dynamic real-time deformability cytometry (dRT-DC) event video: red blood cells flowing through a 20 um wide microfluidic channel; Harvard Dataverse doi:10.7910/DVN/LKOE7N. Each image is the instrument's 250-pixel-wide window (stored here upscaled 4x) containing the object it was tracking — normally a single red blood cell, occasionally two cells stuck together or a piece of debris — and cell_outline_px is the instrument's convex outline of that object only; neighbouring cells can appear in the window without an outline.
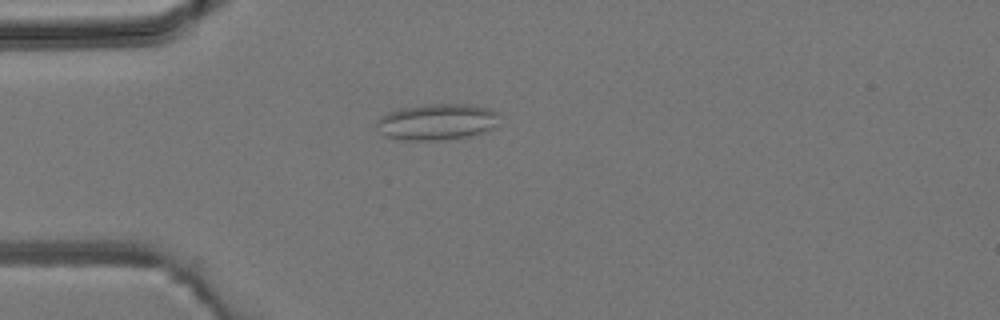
{"species": "common noctule bat (a hibernating species)", "species_latin": "Nyctalus noctula", "temperature_condition": "room temperature", "stored_images_in_passage": 5, "camera_frame_rate_fps": 3000, "um_per_image_px": 0.085, "animal": {"sex": "male", "body_mass_g": 19.2, "forearm_length_mm": 51.8}, "frame": {"image": 1, "passage_image": 4, "time_ms": 3.667, "image_size_px": [1000, 320], "cell_outline_px": [[500, 112], [496, 128], [472, 136], [444, 140], [404, 140], [388, 136], [380, 132], [376, 124], [380, 116], [388, 112], [400, 108], [424, 104], [468, 104], [492, 108]], "centroid_in_image_um": [37.21, 10.35], "position_along_channel_um": 47.8, "area_um2": 26.36}}
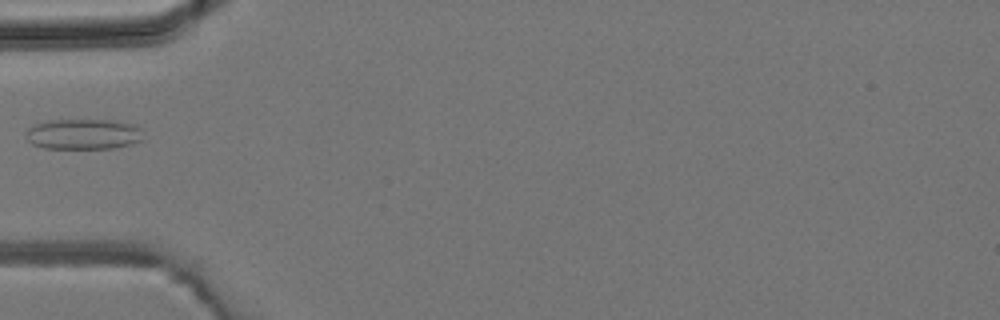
{"frame": {"image": 2, "passage_image": 5, "time_ms": 4.667, "image_size_px": [1000, 320], "cell_outline_px": [[144, 140], [132, 144], [112, 148], [44, 148], [32, 144], [24, 136], [24, 132], [28, 128], [36, 124], [48, 120], [112, 120], [132, 124], [140, 128]], "centroid_in_image_um": [7.07, 11.4], "position_along_channel_um": 77.9, "area_um2": 20.98}}